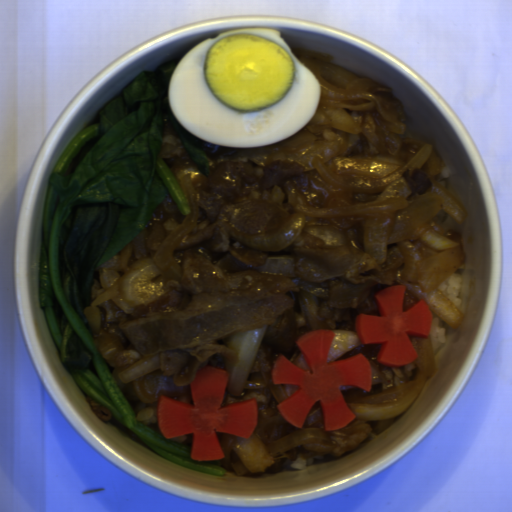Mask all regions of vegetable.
Segmentation results:
<instances>
[{
  "instance_id": "1",
  "label": "vegetable",
  "mask_w": 512,
  "mask_h": 512,
  "mask_svg": "<svg viewBox=\"0 0 512 512\" xmlns=\"http://www.w3.org/2000/svg\"><path fill=\"white\" fill-rule=\"evenodd\" d=\"M184 56L142 71L73 138L46 188L38 266L40 305L60 362L89 395L159 455L219 477L225 468L193 460L138 421L110 371L85 315L98 266L116 255L172 196L181 215L191 209L160 156L165 118L193 164L209 176L203 139L174 115L171 76Z\"/></svg>"
}]
</instances>
